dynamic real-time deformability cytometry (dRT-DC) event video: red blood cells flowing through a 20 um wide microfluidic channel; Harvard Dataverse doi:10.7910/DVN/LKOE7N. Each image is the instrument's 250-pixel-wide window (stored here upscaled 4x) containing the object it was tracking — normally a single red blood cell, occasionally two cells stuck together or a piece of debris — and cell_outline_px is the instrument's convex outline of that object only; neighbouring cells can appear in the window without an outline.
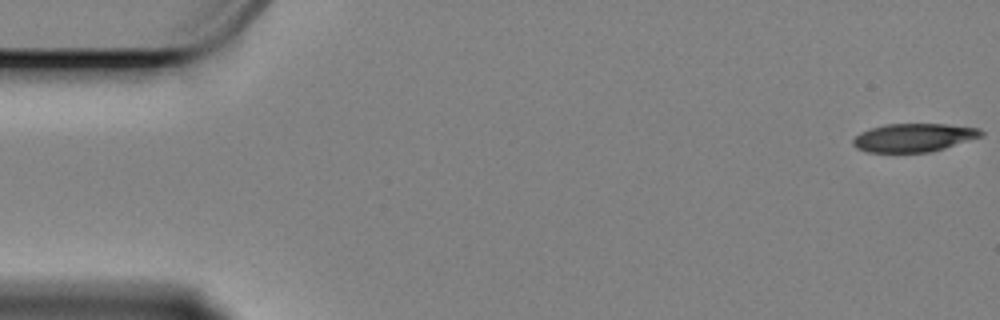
{"species": "Egyptian fruit bat (a non-hibernating species)", "species_latin": "Rousettus aegyptiacus", "temperature_condition": "cold", "stored_images_in_passage": 59, "camera_frame_rate_fps": 3000, "um_per_image_px": 0.085, "animal": {"sex": "female"}, "frame": {"image": 1, "passage_image": 1, "time_ms": 0.0, "image_size_px": [1000, 320], "cell_outline_px": [[984, 136], [932, 152], [868, 152], [856, 148], [852, 144], [852, 140], [860, 132], [868, 128], [884, 124], [948, 124], [980, 128], [984, 132]], "centroid_in_image_um": [77.68, 11.69], "position_along_channel_um": 7.3, "area_um2": 21.44}}
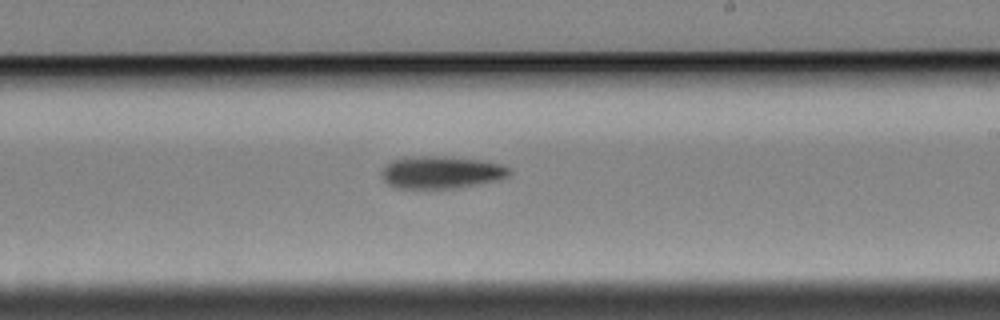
{"frame": {"image": 2, "passage_image": 34, "time_ms": 11.0, "image_size_px": [1000, 320], "cell_outline_px": [[512, 172], [508, 176], [500, 180], [460, 188], [396, 188], [388, 184], [384, 180], [380, 172], [392, 160], [420, 156], [436, 156], [480, 160], [500, 164], [508, 168]], "centroid_in_image_um": [37.53, 14.67], "position_along_channel_um": 251.5, "area_um2": 23.99}}
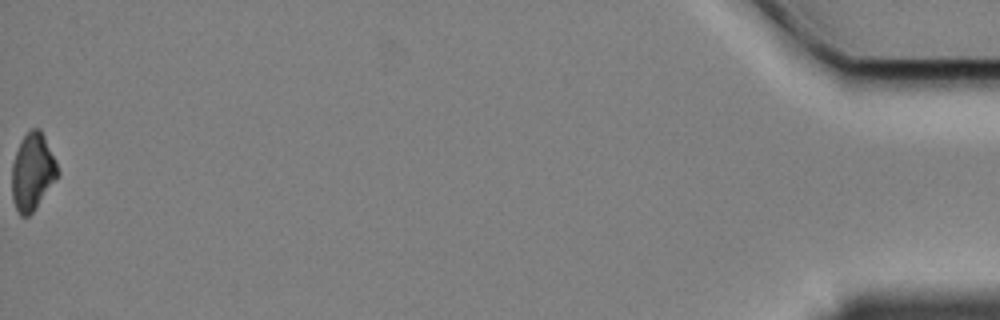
{"frame": {"image": 3, "passage_image": 59, "time_ms": 19.333, "image_size_px": [1000, 320], "cell_outline_px": [[60, 176], [32, 212], [28, 216], [20, 216], [12, 200], [12, 164], [20, 140], [32, 128], [40, 128], [56, 160], [60, 172]], "centroid_in_image_um": [2.78, 14.61], "position_along_channel_um": 432.4, "area_um2": 20.69}, "authors_computed_cell_mechanics": {"area_um2": 22.7154, "velocity_mm_per_s": 3.3803, "shape_relaxation_time_tau1_ms": 3.6935, "shape_relaxation_time_tau2_ms": null, "deformation_change_tau1": 0.1332, "deformation_change_tau2": null}}